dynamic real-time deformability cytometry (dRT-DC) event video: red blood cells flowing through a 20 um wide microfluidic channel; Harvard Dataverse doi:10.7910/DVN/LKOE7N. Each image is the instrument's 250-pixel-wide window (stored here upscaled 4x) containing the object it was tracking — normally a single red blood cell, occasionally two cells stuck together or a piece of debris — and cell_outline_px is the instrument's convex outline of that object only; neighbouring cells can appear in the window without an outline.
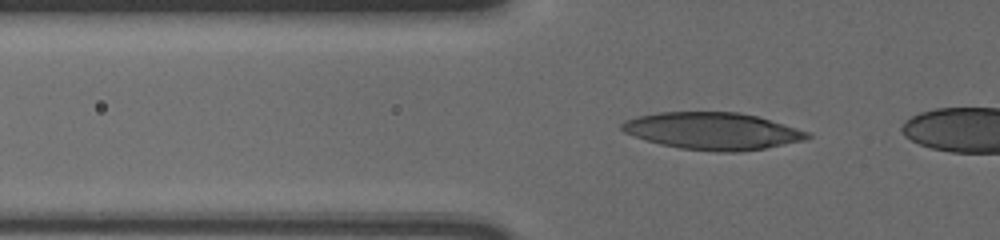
{"species": "human", "species_latin": "Homo sapiens", "temperature_condition": "cold", "stored_images_in_passage": 5, "camera_frame_rate_fps": 3000, "um_per_image_px": 0.085, "donor": {"sex": "male"}, "frame": {"image": 1, "passage_image": 3, "time_ms": 0.667, "image_size_px": [1000, 240], "cell_outline_px": [[812, 136], [804, 140], [764, 148], [736, 152], [716, 152], [680, 148], [660, 144], [624, 132], [620, 128], [620, 124], [624, 120], [636, 116], [660, 112], [740, 112], [756, 116], [808, 132]], "centroid_in_image_um": [60.52, 11.13], "position_along_channel_um": 65.3, "area_um2": 39.77}}